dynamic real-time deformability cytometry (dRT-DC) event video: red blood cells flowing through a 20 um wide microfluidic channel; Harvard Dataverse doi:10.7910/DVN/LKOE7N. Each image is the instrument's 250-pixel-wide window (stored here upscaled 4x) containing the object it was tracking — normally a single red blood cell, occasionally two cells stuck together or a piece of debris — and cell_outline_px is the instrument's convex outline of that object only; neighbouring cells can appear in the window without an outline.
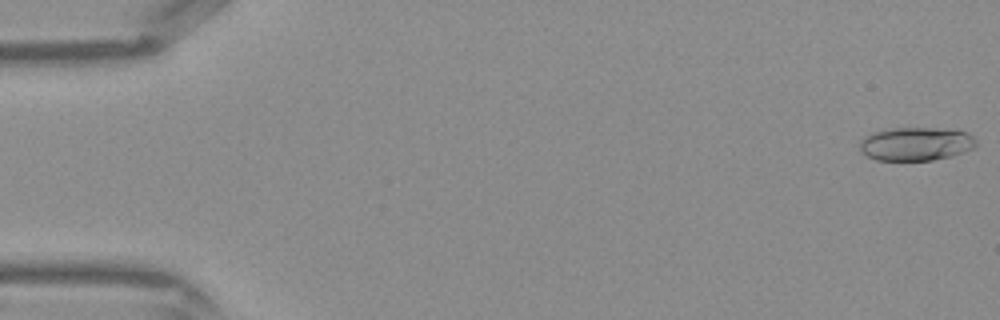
{"species": "Egyptian fruit bat (a non-hibernating species)", "species_latin": "Rousettus aegyptiacus", "temperature_condition": "warm", "stored_images_in_passage": 43, "camera_frame_rate_fps": 3000, "um_per_image_px": 0.085, "frame": {"image": 1, "passage_image": 1, "time_ms": 0.0, "image_size_px": [1000, 320], "cell_outline_px": [[976, 148], [952, 156], [932, 160], [876, 160], [864, 156], [860, 152], [860, 140], [864, 136], [872, 132], [892, 128], [936, 128], [968, 132], [976, 140]], "centroid_in_image_um": [77.83, 12.24], "position_along_channel_um": 7.2, "area_um2": 22.95}}
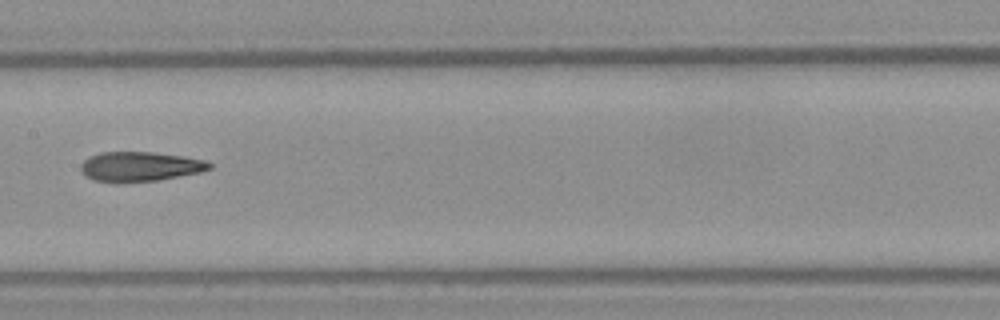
{"frame": {"image": 2, "passage_image": 22, "time_ms": 7.0, "image_size_px": [1000, 320], "cell_outline_px": [[212, 168], [200, 172], [156, 180], [92, 180], [84, 176], [80, 172], [80, 164], [88, 156], [100, 152], [152, 152], [184, 156], [204, 160], [212, 164]], "centroid_in_image_um": [11.87, 14.12], "position_along_channel_um": 195.5, "area_um2": 21.73}}
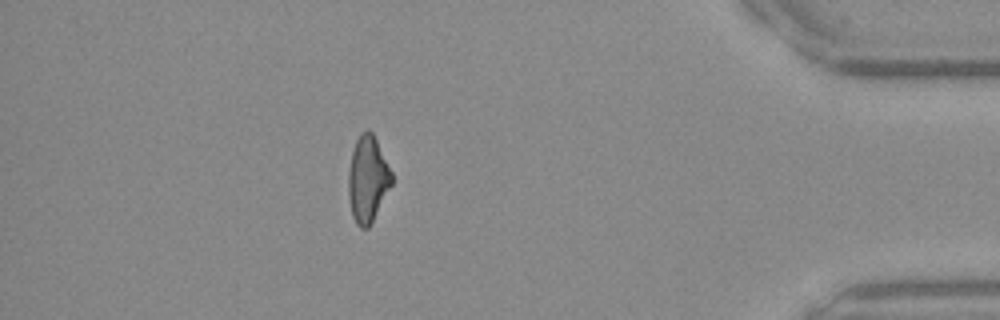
{"frame": {"image": 3, "passage_image": 38, "time_ms": 12.333, "image_size_px": [1000, 320], "cell_outline_px": [[392, 184], [368, 228], [360, 228], [356, 224], [352, 216], [348, 196], [348, 172], [352, 152], [356, 140], [360, 132], [368, 128], [372, 132], [392, 172]], "centroid_in_image_um": [31.23, 15.22], "position_along_channel_um": 404.0, "area_um2": 21.68}}